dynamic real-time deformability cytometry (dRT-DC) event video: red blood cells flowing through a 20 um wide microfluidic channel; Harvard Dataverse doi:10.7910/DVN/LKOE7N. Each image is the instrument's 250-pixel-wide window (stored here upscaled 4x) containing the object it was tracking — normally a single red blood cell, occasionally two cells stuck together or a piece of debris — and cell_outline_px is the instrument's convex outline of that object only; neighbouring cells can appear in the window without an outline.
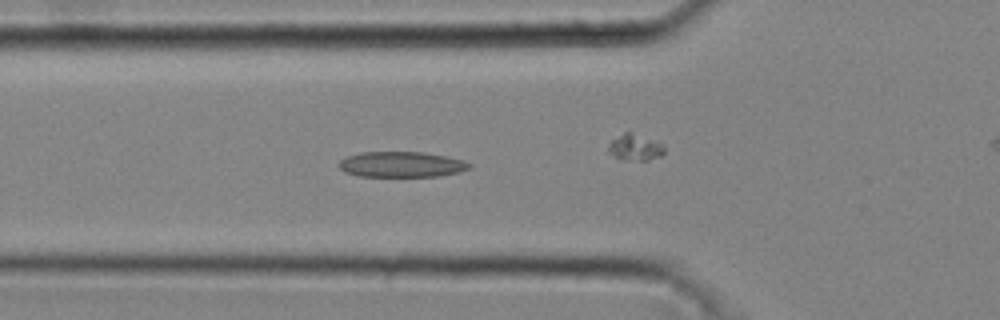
{"species": "common noctule bat (a hibernating species)", "species_latin": "Nyctalus noctula", "temperature_condition": "cold", "stored_images_in_passage": 37, "camera_frame_rate_fps": 3000, "um_per_image_px": 0.085, "animal": {"sex": "male", "body_mass_g": 20.4}, "frame": {"image": 1, "passage_image": 16, "time_ms": 5.0, "image_size_px": [1000, 320], "cell_outline_px": [[472, 168], [460, 172], [440, 176], [360, 176], [344, 172], [336, 164], [340, 160], [348, 156], [360, 152], [424, 152], [448, 156], [464, 160], [472, 164]], "centroid_in_image_um": [34.16, 13.97], "position_along_channel_um": 91.6, "area_um2": 19.65}}
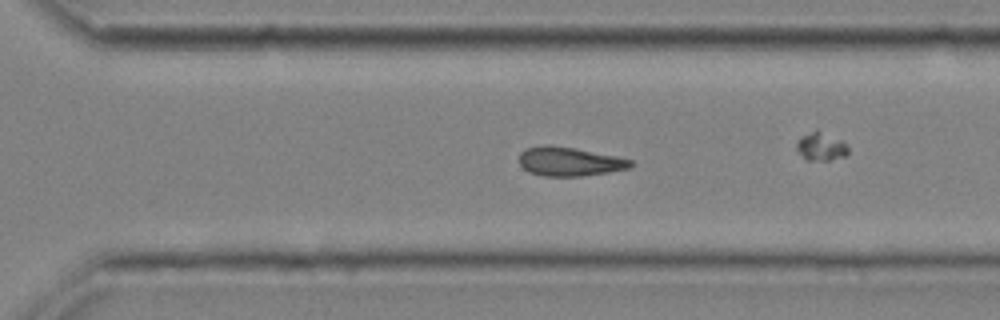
{"frame": {"image": 2, "passage_image": 32, "time_ms": 10.333, "image_size_px": [1000, 320], "cell_outline_px": [[636, 164], [628, 168], [608, 172], [580, 176], [544, 176], [528, 172], [520, 164], [520, 152], [524, 148], [544, 144], [548, 144], [576, 148], [616, 156], [632, 160]], "centroid_in_image_um": [48.39, 13.71], "position_along_channel_um": 322.2, "area_um2": 18.96}, "authors_computed_cell_mechanics": {"area_um2": 18.9584, "velocity_mm_per_s": 4.3178, "shape_relaxation_time_tau1_ms": null, "shape_relaxation_time_tau2_ms": 10.46, "deformation_change_tau1": null, "deformation_change_tau2": 0.2192}}